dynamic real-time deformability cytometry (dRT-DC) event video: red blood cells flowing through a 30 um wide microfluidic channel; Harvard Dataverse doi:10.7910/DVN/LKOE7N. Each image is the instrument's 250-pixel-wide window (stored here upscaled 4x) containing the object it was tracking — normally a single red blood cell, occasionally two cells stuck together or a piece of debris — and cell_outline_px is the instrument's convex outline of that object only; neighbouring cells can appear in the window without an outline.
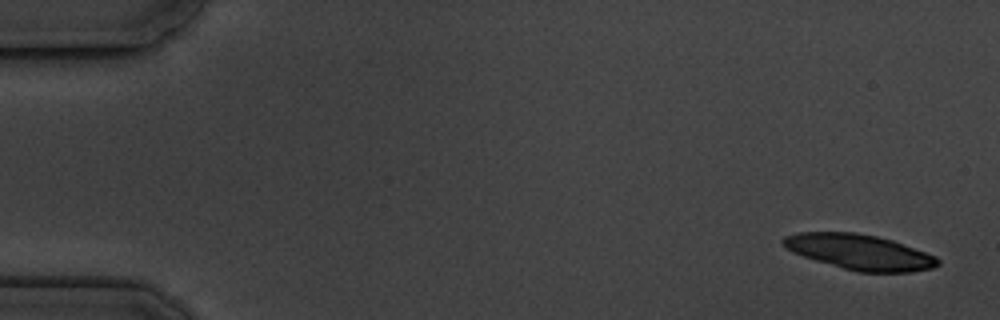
{"species": "common noctule bat (a hibernating species)", "species_latin": "Nyctalus noctula", "temperature_condition": "cold", "stored_images_in_passage": 5, "camera_frame_rate_fps": 3000, "um_per_image_px": 0.085, "animal": {"sex": "male", "body_mass_g": 19.5, "forearm_length_mm": 54.6}, "frame": {"image": 1, "passage_image": 1, "time_ms": 0.0, "image_size_px": [1000, 320], "cell_outline_px": [[940, 264], [932, 268], [912, 272], [856, 272], [816, 260], [804, 256], [788, 248], [780, 240], [784, 236], [796, 232], [856, 232], [876, 236], [892, 240], [936, 256], [940, 260]], "centroid_in_image_um": [73.09, 21.42], "position_along_channel_um": 11.9, "area_um2": 31.56}}